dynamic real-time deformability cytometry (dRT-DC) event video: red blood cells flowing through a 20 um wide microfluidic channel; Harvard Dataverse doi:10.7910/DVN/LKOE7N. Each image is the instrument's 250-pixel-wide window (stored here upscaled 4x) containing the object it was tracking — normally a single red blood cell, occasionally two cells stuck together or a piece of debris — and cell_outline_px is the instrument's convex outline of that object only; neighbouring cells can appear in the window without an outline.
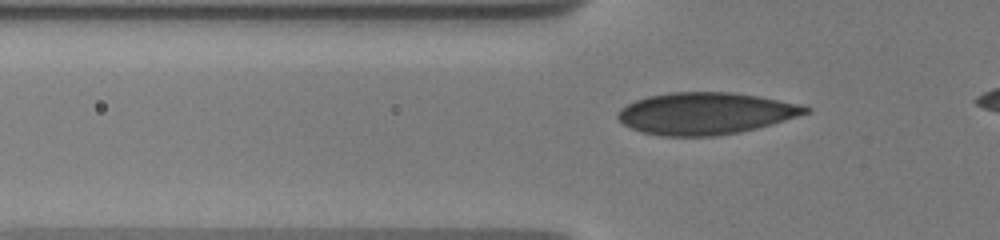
{"species": "human", "species_latin": "Homo sapiens", "temperature_condition": "warm", "stored_images_in_passage": 56, "camera_frame_rate_fps": 3000, "um_per_image_px": 0.085, "donor": {"sex": "male"}, "frame": {"image": 1, "passage_image": 15, "time_ms": 3.667, "image_size_px": [1000, 240], "cell_outline_px": [[812, 108], [808, 112], [772, 124], [740, 132], [716, 136], [664, 136], [644, 132], [632, 128], [624, 124], [616, 116], [620, 108], [636, 100], [648, 96], [672, 92], [732, 92], [760, 96], [808, 104]], "centroid_in_image_um": [60.03, 9.63], "position_along_channel_um": 65.8, "area_um2": 45.95}}
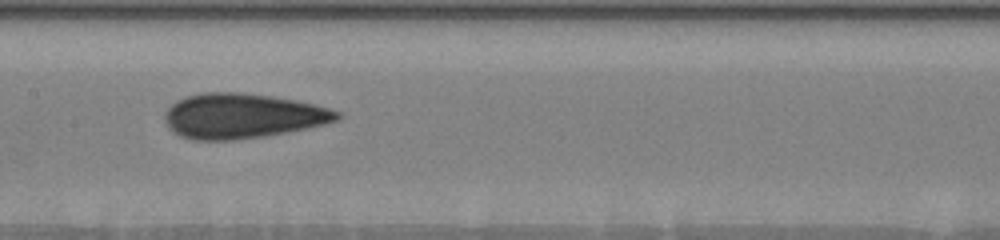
{"frame": {"image": 2, "passage_image": 28, "time_ms": 7.0, "image_size_px": [1000, 240], "cell_outline_px": [[344, 116], [336, 120], [324, 124], [308, 128], [288, 132], [264, 136], [232, 140], [196, 140], [180, 136], [168, 124], [164, 116], [164, 112], [176, 100], [200, 92], [240, 92], [272, 96], [296, 100], [316, 104], [340, 112]], "centroid_in_image_um": [20.64, 9.84], "position_along_channel_um": 186.8, "area_um2": 45.08}}
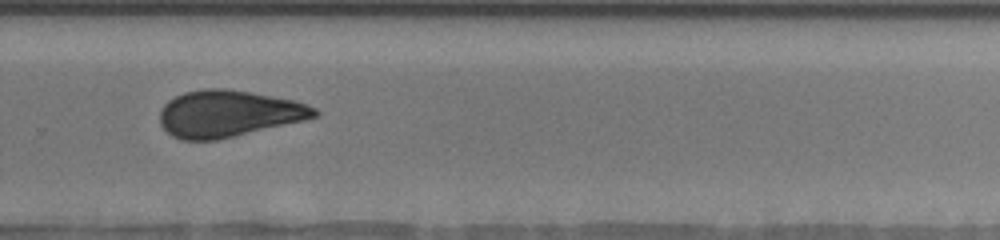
{"frame": {"image": 3, "passage_image": 40, "time_ms": 10.333, "image_size_px": [1000, 240], "cell_outline_px": [[320, 116], [304, 120], [216, 140], [180, 140], [172, 136], [160, 124], [160, 112], [164, 104], [168, 100], [184, 92], [204, 88], [224, 88], [252, 92], [292, 100], [308, 104], [316, 108], [320, 112]], "centroid_in_image_um": [19.42, 9.65], "position_along_channel_um": 310.4, "area_um2": 42.02}}